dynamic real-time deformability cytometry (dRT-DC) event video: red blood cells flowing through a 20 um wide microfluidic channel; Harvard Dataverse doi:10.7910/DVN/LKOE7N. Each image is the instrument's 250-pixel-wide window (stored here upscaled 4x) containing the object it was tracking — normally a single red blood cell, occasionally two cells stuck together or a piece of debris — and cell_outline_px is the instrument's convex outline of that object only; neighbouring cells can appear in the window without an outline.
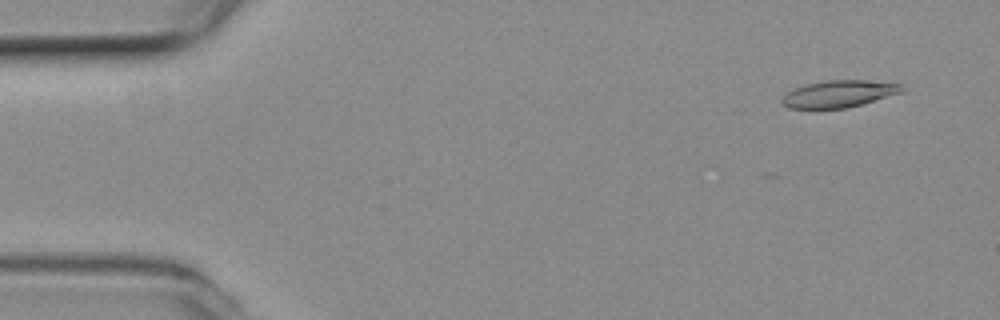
{"species": "common noctule bat (a hibernating species)", "species_latin": "Nyctalus noctula", "temperature_condition": "room temperature", "stored_images_in_passage": 23, "camera_frame_rate_fps": 3000, "um_per_image_px": 0.085, "animal": {"sex": "female", "body_mass_g": 19.3, "forearm_length_mm": 54.1}, "frame": {"image": 1, "passage_image": 1, "time_ms": 0.0, "image_size_px": [1000, 320], "cell_outline_px": [[904, 92], [860, 104], [844, 108], [816, 112], [788, 108], [780, 104], [780, 100], [788, 92], [804, 84], [824, 80], [864, 80], [904, 84]], "centroid_in_image_um": [71.23, 8.02], "position_along_channel_um": 13.8, "area_um2": 19.65}}
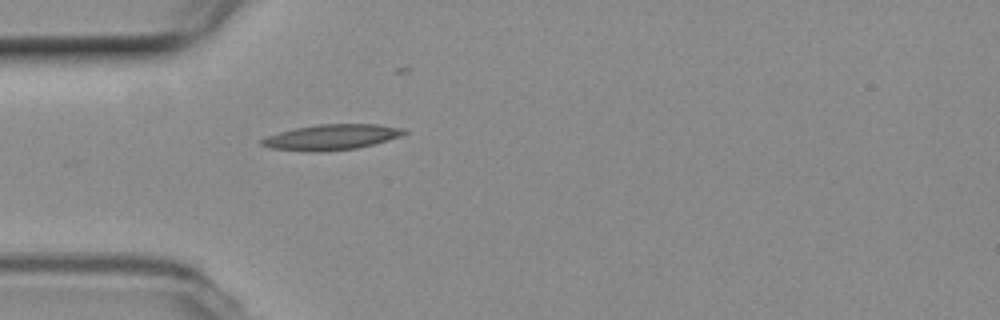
{"frame": {"image": 2, "passage_image": 13, "time_ms": 4.0, "image_size_px": [1000, 320], "cell_outline_px": [[408, 132], [404, 136], [356, 148], [320, 152], [304, 152], [268, 148], [260, 144], [260, 140], [268, 136], [280, 132], [296, 128], [320, 124], [376, 124], [404, 128]], "centroid_in_image_um": [28.18, 11.66], "position_along_channel_um": 56.8, "area_um2": 21.27}}
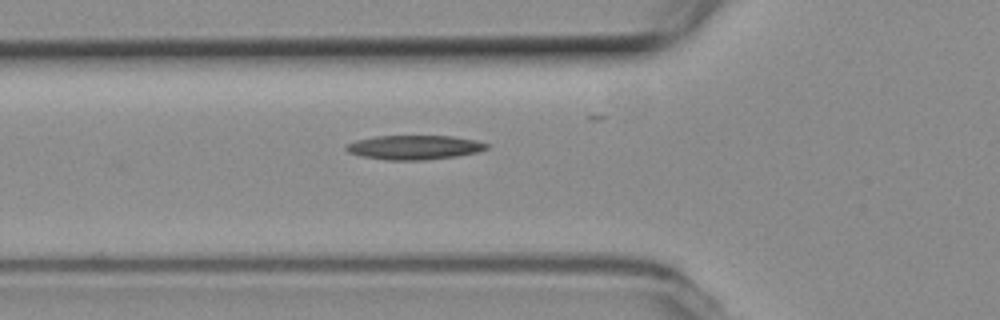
{"frame": {"image": 3, "passage_image": 16, "time_ms": 5.0, "image_size_px": [1000, 320], "cell_outline_px": [[492, 144], [488, 148], [480, 152], [456, 156], [424, 160], [388, 160], [360, 156], [348, 152], [344, 148], [344, 144], [356, 140], [376, 136], [452, 136], [476, 140]], "centroid_in_image_um": [35.23, 12.52], "position_along_channel_um": 90.6, "area_um2": 20.11}}